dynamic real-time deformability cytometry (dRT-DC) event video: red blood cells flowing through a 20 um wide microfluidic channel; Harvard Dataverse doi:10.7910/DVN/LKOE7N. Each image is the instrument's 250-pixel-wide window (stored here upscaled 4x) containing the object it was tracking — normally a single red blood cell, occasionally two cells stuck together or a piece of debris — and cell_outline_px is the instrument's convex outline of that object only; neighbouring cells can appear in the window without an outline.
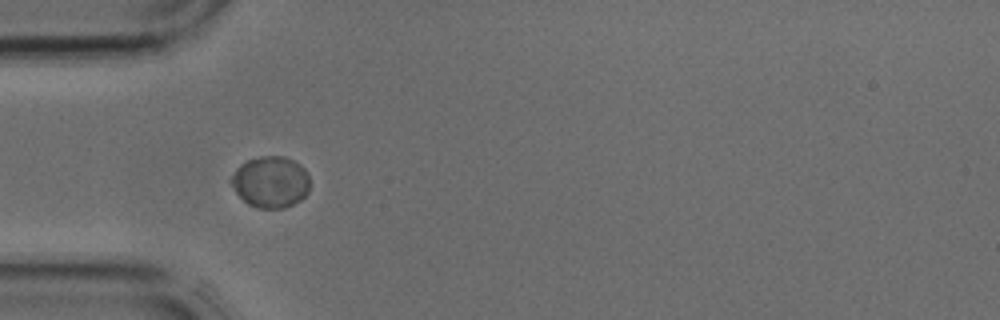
{"species": "common noctule bat (a hibernating species)", "species_latin": "Nyctalus noctula", "temperature_condition": "cold", "stored_images_in_passage": 4, "camera_frame_rate_fps": 3000, "um_per_image_px": 0.085, "animal": {"sex": "male", "body_mass_g": 17.9, "forearm_length_mm": 54.2}, "frame": {"image": 1, "passage_image": 3, "time_ms": 0.667, "image_size_px": [1000, 320], "cell_outline_px": [[308, 192], [300, 200], [284, 208], [260, 208], [248, 204], [236, 192], [232, 184], [232, 176], [236, 168], [240, 164], [248, 160], [260, 156], [284, 156], [300, 164], [308, 172]], "centroid_in_image_um": [23.01, 15.45], "position_along_channel_um": 62.0, "area_um2": 23.35}}